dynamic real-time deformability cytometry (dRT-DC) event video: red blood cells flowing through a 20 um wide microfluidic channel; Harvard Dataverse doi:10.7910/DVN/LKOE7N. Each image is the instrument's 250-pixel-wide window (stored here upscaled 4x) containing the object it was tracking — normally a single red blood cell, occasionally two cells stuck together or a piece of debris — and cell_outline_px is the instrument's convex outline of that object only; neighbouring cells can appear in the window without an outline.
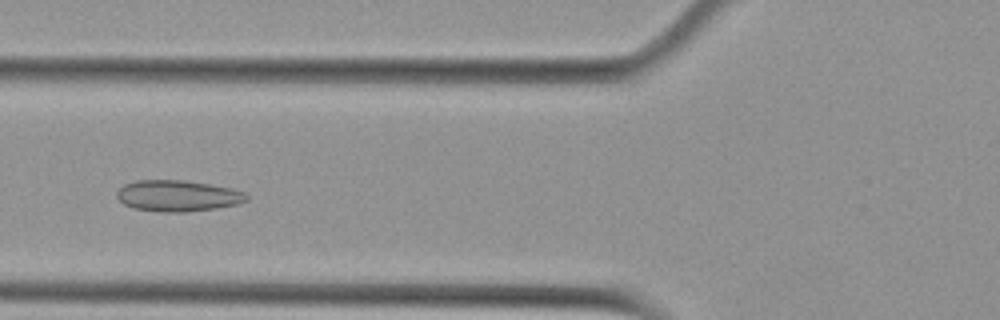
{"species": "Egyptian fruit bat (a non-hibernating species)", "species_latin": "Rousettus aegyptiacus", "temperature_condition": "cold", "stored_images_in_passage": 53, "camera_frame_rate_fps": 3000, "um_per_image_px": 0.085, "animal": {"sex": "female"}, "frame": {"image": 1, "passage_image": 19, "time_ms": 6.0, "image_size_px": [1000, 320], "cell_outline_px": [[248, 200], [236, 204], [216, 208], [184, 212], [160, 212], [132, 208], [124, 204], [116, 196], [116, 192], [124, 184], [136, 180], [184, 180], [232, 188], [244, 192], [248, 196]], "centroid_in_image_um": [15.08, 16.64], "position_along_channel_um": 110.7, "area_um2": 23.58}}
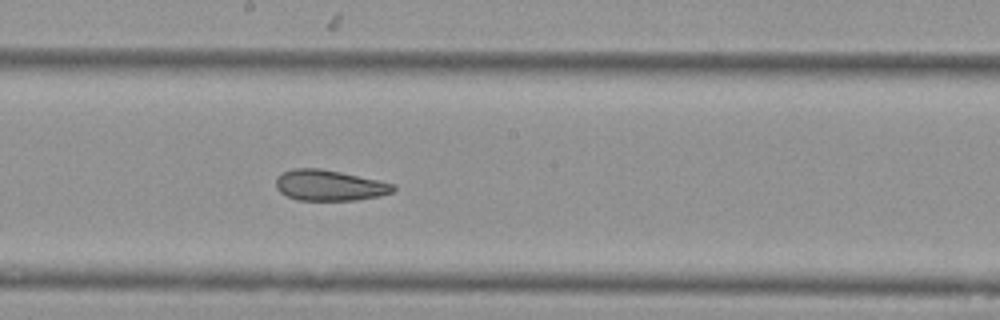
{"frame": {"image": 2, "passage_image": 28, "time_ms": 9.0, "image_size_px": [1000, 320], "cell_outline_px": [[396, 188], [392, 192], [380, 196], [356, 200], [296, 200], [280, 192], [276, 188], [276, 176], [292, 168], [320, 168], [380, 180], [396, 184]], "centroid_in_image_um": [28.01, 15.75], "position_along_channel_um": 220.2, "area_um2": 21.15}}
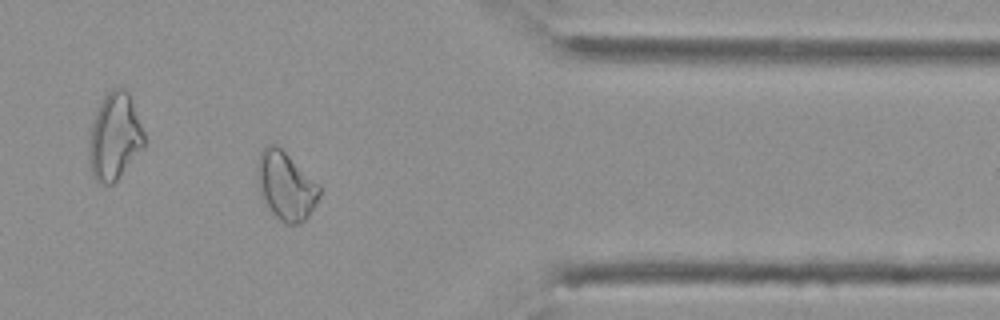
{"frame": {"image": 3, "passage_image": 43, "time_ms": 14.0, "image_size_px": [1000, 320], "cell_outline_px": [[320, 196], [316, 204], [308, 216], [300, 224], [288, 224], [280, 220], [272, 212], [260, 196], [256, 180], [256, 164], [260, 152], [268, 144], [276, 144], [320, 184]], "centroid_in_image_um": [24.28, 15.78], "position_along_channel_um": 387.1, "area_um2": 24.91}, "authors_computed_cell_mechanics": {"area_um2": 25.0274, "velocity_mm_per_s": 3.6545, "shape_relaxation_time_tau1_ms": null, "shape_relaxation_time_tau2_ms": 1.9924, "deformation_change_tau1": null, "deformation_change_tau2": 0.0753}}